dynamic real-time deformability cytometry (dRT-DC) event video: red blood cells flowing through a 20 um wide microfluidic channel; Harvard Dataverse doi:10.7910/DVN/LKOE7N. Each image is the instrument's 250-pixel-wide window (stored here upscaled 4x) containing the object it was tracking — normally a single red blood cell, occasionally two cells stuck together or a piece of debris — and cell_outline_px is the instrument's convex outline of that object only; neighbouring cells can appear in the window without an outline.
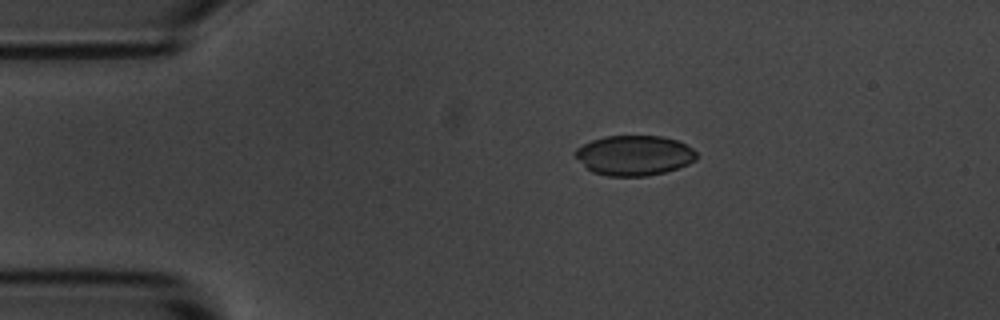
{"species": "common noctule bat (a hibernating species)", "species_latin": "Nyctalus noctula", "temperature_condition": "room temperature", "stored_images_in_passage": 4, "camera_frame_rate_fps": 3000, "um_per_image_px": 0.085, "animal": {"sex": "male", "body_mass_g": 20.1, "forearm_length_mm": 53.5}, "frame": {"image": 1, "passage_image": 1, "time_ms": 0.0, "image_size_px": [1000, 320], "cell_outline_px": [[696, 160], [688, 164], [664, 172], [648, 176], [608, 176], [592, 172], [572, 156], [572, 152], [576, 148], [592, 140], [604, 136], [664, 136], [676, 140], [692, 148], [696, 152]], "centroid_in_image_um": [53.86, 13.21], "position_along_channel_um": 31.1, "area_um2": 28.44}}
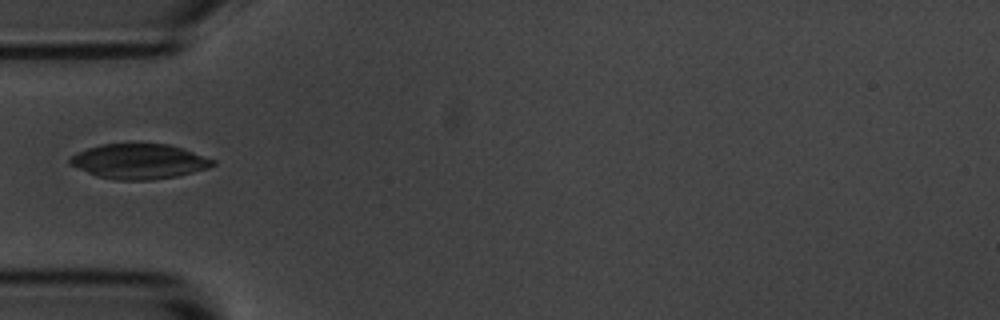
{"frame": {"image": 2, "passage_image": 3, "time_ms": 2.333, "image_size_px": [1000, 320], "cell_outline_px": [[216, 164], [208, 168], [176, 176], [152, 180], [116, 180], [96, 176], [68, 164], [68, 160], [72, 156], [88, 148], [100, 144], [168, 144], [184, 148], [216, 160]], "centroid_in_image_um": [11.84, 13.72], "position_along_channel_um": 73.2, "area_um2": 29.13}}